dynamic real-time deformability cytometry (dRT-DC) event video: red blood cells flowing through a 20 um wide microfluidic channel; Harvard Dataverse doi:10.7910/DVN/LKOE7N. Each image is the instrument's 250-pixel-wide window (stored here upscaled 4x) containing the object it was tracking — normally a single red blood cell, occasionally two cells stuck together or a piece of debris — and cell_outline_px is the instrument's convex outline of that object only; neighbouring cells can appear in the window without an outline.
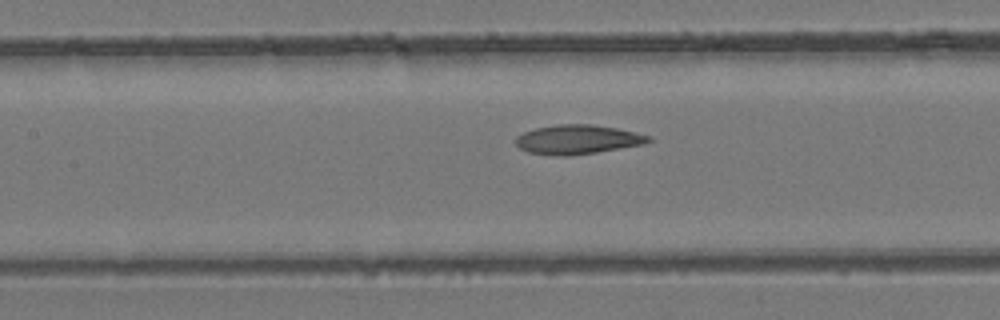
{"species": "common noctule bat (a hibernating species)", "species_latin": "Nyctalus noctula", "temperature_condition": "room temperature", "stored_images_in_passage": 12, "camera_frame_rate_fps": 3000, "um_per_image_px": 0.085, "animal": {"sex": "female", "body_mass_g": 24.6, "forearm_length_mm": 56.2}, "frame": {"image": 1, "passage_image": 7, "time_ms": 2.0, "image_size_px": [1000, 320], "cell_outline_px": [[652, 140], [644, 144], [596, 152], [568, 156], [560, 156], [528, 152], [520, 148], [516, 144], [516, 136], [524, 132], [536, 128], [556, 124], [592, 124], [616, 128], [652, 136]], "centroid_in_image_um": [49.1, 11.85], "position_along_channel_um": 158.3, "area_um2": 22.54}}
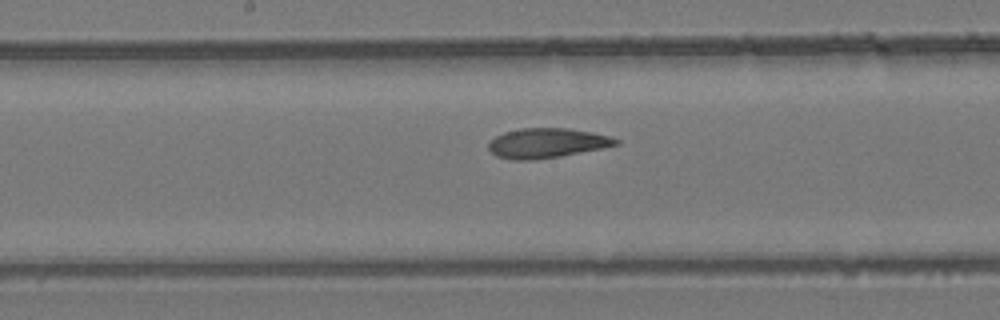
{"frame": {"image": 2, "passage_image": 10, "time_ms": 3.0, "image_size_px": [1000, 320], "cell_outline_px": [[620, 144], [560, 156], [532, 160], [512, 160], [496, 156], [488, 148], [488, 144], [496, 136], [504, 132], [520, 128], [568, 128], [592, 132], [608, 136], [620, 140]], "centroid_in_image_um": [46.46, 12.16], "position_along_channel_um": 201.7, "area_um2": 21.91}}